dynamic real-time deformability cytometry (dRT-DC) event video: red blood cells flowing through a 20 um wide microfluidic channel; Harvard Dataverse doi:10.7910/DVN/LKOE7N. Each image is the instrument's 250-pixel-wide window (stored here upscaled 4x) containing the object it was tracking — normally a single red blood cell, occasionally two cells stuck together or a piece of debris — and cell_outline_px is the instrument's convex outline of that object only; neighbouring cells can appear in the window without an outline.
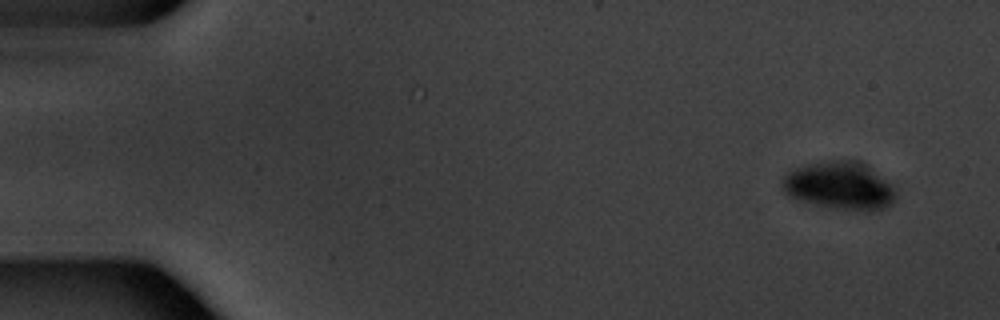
{"species": "common noctule bat (a hibernating species)", "species_latin": "Nyctalus noctula", "temperature_condition": "warm", "stored_images_in_passage": 3, "camera_frame_rate_fps": 3000, "um_per_image_px": 0.085, "animal": {"sex": "male", "body_mass_g": 20.1, "forearm_length_mm": 53.5}, "frame": {"image": 1, "passage_image": 1, "time_ms": 0.0, "image_size_px": [1000, 320], "cell_outline_px": [[896, 196], [892, 204], [884, 208], [872, 212], [864, 212], [840, 208], [796, 200], [788, 196], [784, 192], [780, 184], [784, 176], [792, 168], [824, 160], [856, 160], [864, 164], [884, 180], [892, 188]], "centroid_in_image_um": [71.3, 15.79], "position_along_channel_um": 13.7, "area_um2": 31.44}}